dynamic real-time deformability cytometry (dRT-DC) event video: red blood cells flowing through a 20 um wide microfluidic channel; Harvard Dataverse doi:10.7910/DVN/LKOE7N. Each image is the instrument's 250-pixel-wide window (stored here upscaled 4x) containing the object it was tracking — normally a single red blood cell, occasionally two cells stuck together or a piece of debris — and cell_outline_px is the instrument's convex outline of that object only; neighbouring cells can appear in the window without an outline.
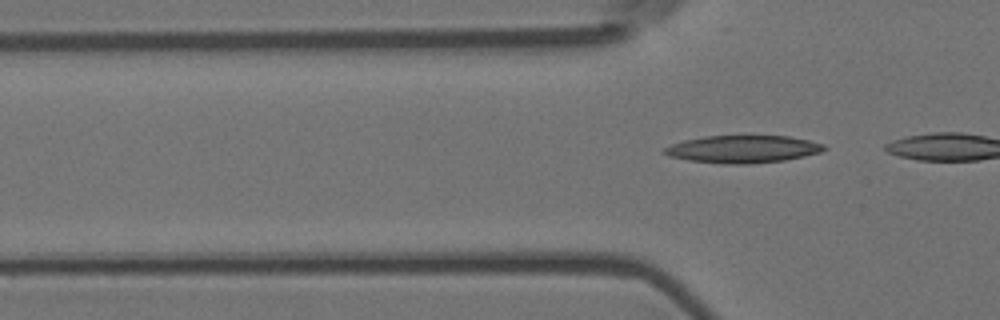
{"species": "Egyptian fruit bat (a non-hibernating species)", "species_latin": "Rousettus aegyptiacus", "temperature_condition": "room temperature", "stored_images_in_passage": 4, "camera_frame_rate_fps": 3000, "um_per_image_px": 0.085, "animal": {"sex": "female"}, "frame": {"image": 1, "passage_image": 4, "time_ms": 1.0, "image_size_px": [1000, 320], "cell_outline_px": [[828, 148], [820, 152], [804, 156], [784, 160], [748, 164], [724, 164], [688, 160], [668, 156], [660, 152], [664, 148], [672, 144], [684, 140], [704, 136], [788, 136], [808, 140], [824, 144]], "centroid_in_image_um": [63.11, 12.68], "position_along_channel_um": 62.7, "area_um2": 25.61}}